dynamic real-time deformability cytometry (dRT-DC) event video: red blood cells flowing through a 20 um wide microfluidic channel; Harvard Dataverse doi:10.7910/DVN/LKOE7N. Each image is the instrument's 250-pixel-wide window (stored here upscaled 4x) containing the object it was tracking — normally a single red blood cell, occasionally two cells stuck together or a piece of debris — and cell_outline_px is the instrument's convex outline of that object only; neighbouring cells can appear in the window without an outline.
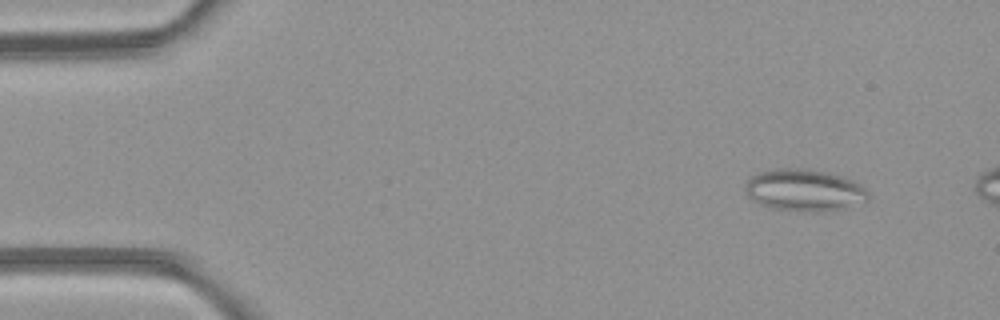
{"species": "common noctule bat (a hibernating species)", "species_latin": "Nyctalus noctula", "temperature_condition": "room temperature", "stored_images_in_passage": 10, "camera_frame_rate_fps": 3000, "um_per_image_px": 0.085, "animal": {"sex": "female", "body_mass_g": 21.9}, "frame": {"image": 1, "passage_image": 5, "time_ms": 1.333, "image_size_px": [1000, 320], "cell_outline_px": [[868, 200], [840, 208], [820, 212], [816, 212], [772, 208], [760, 204], [752, 200], [748, 196], [744, 188], [744, 184], [752, 176], [760, 172], [780, 168], [808, 168], [840, 176], [852, 180], [864, 188], [868, 192]], "centroid_in_image_um": [68.32, 16.16], "position_along_channel_um": 16.7, "area_um2": 29.65}}